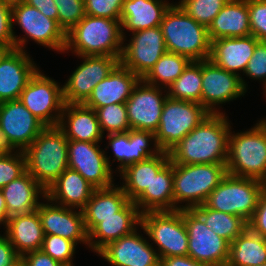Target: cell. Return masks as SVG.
<instances>
[{
	"label": "cell",
	"instance_id": "6da1fadb",
	"mask_svg": "<svg viewBox=\"0 0 266 266\" xmlns=\"http://www.w3.org/2000/svg\"><path fill=\"white\" fill-rule=\"evenodd\" d=\"M233 123L226 113L209 114L169 151L173 164H226Z\"/></svg>",
	"mask_w": 266,
	"mask_h": 266
},
{
	"label": "cell",
	"instance_id": "7a4b0ae2",
	"mask_svg": "<svg viewBox=\"0 0 266 266\" xmlns=\"http://www.w3.org/2000/svg\"><path fill=\"white\" fill-rule=\"evenodd\" d=\"M120 20L85 15L66 33L65 53L72 56H112L120 60L123 48Z\"/></svg>",
	"mask_w": 266,
	"mask_h": 266
},
{
	"label": "cell",
	"instance_id": "3957f363",
	"mask_svg": "<svg viewBox=\"0 0 266 266\" xmlns=\"http://www.w3.org/2000/svg\"><path fill=\"white\" fill-rule=\"evenodd\" d=\"M233 129L228 136L227 173L266 183V117L245 131Z\"/></svg>",
	"mask_w": 266,
	"mask_h": 266
},
{
	"label": "cell",
	"instance_id": "277c9868",
	"mask_svg": "<svg viewBox=\"0 0 266 266\" xmlns=\"http://www.w3.org/2000/svg\"><path fill=\"white\" fill-rule=\"evenodd\" d=\"M167 52L190 61L209 59L211 40L207 27L191 18L175 1L164 13L160 24Z\"/></svg>",
	"mask_w": 266,
	"mask_h": 266
},
{
	"label": "cell",
	"instance_id": "5b68a950",
	"mask_svg": "<svg viewBox=\"0 0 266 266\" xmlns=\"http://www.w3.org/2000/svg\"><path fill=\"white\" fill-rule=\"evenodd\" d=\"M26 171L45 189L68 168V140L57 127H46L24 151Z\"/></svg>",
	"mask_w": 266,
	"mask_h": 266
},
{
	"label": "cell",
	"instance_id": "8992f818",
	"mask_svg": "<svg viewBox=\"0 0 266 266\" xmlns=\"http://www.w3.org/2000/svg\"><path fill=\"white\" fill-rule=\"evenodd\" d=\"M226 174V164H173L174 211L204 204Z\"/></svg>",
	"mask_w": 266,
	"mask_h": 266
},
{
	"label": "cell",
	"instance_id": "52a82bcc",
	"mask_svg": "<svg viewBox=\"0 0 266 266\" xmlns=\"http://www.w3.org/2000/svg\"><path fill=\"white\" fill-rule=\"evenodd\" d=\"M265 188L266 183L261 180L227 173L204 204L215 211L240 216L248 223Z\"/></svg>",
	"mask_w": 266,
	"mask_h": 266
},
{
	"label": "cell",
	"instance_id": "ba28073f",
	"mask_svg": "<svg viewBox=\"0 0 266 266\" xmlns=\"http://www.w3.org/2000/svg\"><path fill=\"white\" fill-rule=\"evenodd\" d=\"M12 24L16 49L27 52V44L31 40L58 54H64L66 32L57 21L46 17L35 7L29 6L25 2L13 6ZM15 26H19L25 34L18 36L14 30Z\"/></svg>",
	"mask_w": 266,
	"mask_h": 266
},
{
	"label": "cell",
	"instance_id": "9c48e42d",
	"mask_svg": "<svg viewBox=\"0 0 266 266\" xmlns=\"http://www.w3.org/2000/svg\"><path fill=\"white\" fill-rule=\"evenodd\" d=\"M141 226L160 258L188 255V232L183 209L143 213Z\"/></svg>",
	"mask_w": 266,
	"mask_h": 266
},
{
	"label": "cell",
	"instance_id": "30bf717a",
	"mask_svg": "<svg viewBox=\"0 0 266 266\" xmlns=\"http://www.w3.org/2000/svg\"><path fill=\"white\" fill-rule=\"evenodd\" d=\"M209 114L199 103L167 97L155 132L159 148L169 152Z\"/></svg>",
	"mask_w": 266,
	"mask_h": 266
},
{
	"label": "cell",
	"instance_id": "8fae6325",
	"mask_svg": "<svg viewBox=\"0 0 266 266\" xmlns=\"http://www.w3.org/2000/svg\"><path fill=\"white\" fill-rule=\"evenodd\" d=\"M42 71L31 77L19 100L46 127H55L65 105L62 84Z\"/></svg>",
	"mask_w": 266,
	"mask_h": 266
},
{
	"label": "cell",
	"instance_id": "7c38bea8",
	"mask_svg": "<svg viewBox=\"0 0 266 266\" xmlns=\"http://www.w3.org/2000/svg\"><path fill=\"white\" fill-rule=\"evenodd\" d=\"M246 93L239 75L222 69L210 59L202 60L201 105L210 114L225 113L223 104H230Z\"/></svg>",
	"mask_w": 266,
	"mask_h": 266
},
{
	"label": "cell",
	"instance_id": "4fadbf2b",
	"mask_svg": "<svg viewBox=\"0 0 266 266\" xmlns=\"http://www.w3.org/2000/svg\"><path fill=\"white\" fill-rule=\"evenodd\" d=\"M188 232V256L211 266H226L230 243L209 229L193 209H183Z\"/></svg>",
	"mask_w": 266,
	"mask_h": 266
},
{
	"label": "cell",
	"instance_id": "5bb4252c",
	"mask_svg": "<svg viewBox=\"0 0 266 266\" xmlns=\"http://www.w3.org/2000/svg\"><path fill=\"white\" fill-rule=\"evenodd\" d=\"M81 61L62 85L66 104H84L95 86L120 63L112 56H76Z\"/></svg>",
	"mask_w": 266,
	"mask_h": 266
},
{
	"label": "cell",
	"instance_id": "9a60e30c",
	"mask_svg": "<svg viewBox=\"0 0 266 266\" xmlns=\"http://www.w3.org/2000/svg\"><path fill=\"white\" fill-rule=\"evenodd\" d=\"M104 138L108 140L106 142L107 145L104 147L105 151L111 148V154L114 155L112 158L111 154L109 156L107 155L109 152H105L110 168H113L112 165L116 161L118 164L114 169L116 175L126 166L145 161L162 152L156 142L155 133L149 131L130 129L125 133L104 135Z\"/></svg>",
	"mask_w": 266,
	"mask_h": 266
},
{
	"label": "cell",
	"instance_id": "2e32d148",
	"mask_svg": "<svg viewBox=\"0 0 266 266\" xmlns=\"http://www.w3.org/2000/svg\"><path fill=\"white\" fill-rule=\"evenodd\" d=\"M123 39L120 64L141 79L167 52L160 26L132 32ZM128 41V43H127Z\"/></svg>",
	"mask_w": 266,
	"mask_h": 266
},
{
	"label": "cell",
	"instance_id": "e0dca14e",
	"mask_svg": "<svg viewBox=\"0 0 266 266\" xmlns=\"http://www.w3.org/2000/svg\"><path fill=\"white\" fill-rule=\"evenodd\" d=\"M101 144L68 141V168L77 171L95 189L110 187L116 180Z\"/></svg>",
	"mask_w": 266,
	"mask_h": 266
},
{
	"label": "cell",
	"instance_id": "ac0fdd59",
	"mask_svg": "<svg viewBox=\"0 0 266 266\" xmlns=\"http://www.w3.org/2000/svg\"><path fill=\"white\" fill-rule=\"evenodd\" d=\"M45 128L19 99L0 103V132L13 151L24 152Z\"/></svg>",
	"mask_w": 266,
	"mask_h": 266
},
{
	"label": "cell",
	"instance_id": "d6986e66",
	"mask_svg": "<svg viewBox=\"0 0 266 266\" xmlns=\"http://www.w3.org/2000/svg\"><path fill=\"white\" fill-rule=\"evenodd\" d=\"M88 233L89 249L98 254L109 243L135 231L141 225V213L133 201H129L115 216L108 218H84Z\"/></svg>",
	"mask_w": 266,
	"mask_h": 266
},
{
	"label": "cell",
	"instance_id": "ffe728a7",
	"mask_svg": "<svg viewBox=\"0 0 266 266\" xmlns=\"http://www.w3.org/2000/svg\"><path fill=\"white\" fill-rule=\"evenodd\" d=\"M167 97V89L147 84L141 79L125 102L130 128L155 133Z\"/></svg>",
	"mask_w": 266,
	"mask_h": 266
},
{
	"label": "cell",
	"instance_id": "44dd1931",
	"mask_svg": "<svg viewBox=\"0 0 266 266\" xmlns=\"http://www.w3.org/2000/svg\"><path fill=\"white\" fill-rule=\"evenodd\" d=\"M141 230L140 225L132 233L109 243L97 256L111 266H160L157 250Z\"/></svg>",
	"mask_w": 266,
	"mask_h": 266
},
{
	"label": "cell",
	"instance_id": "7402d4cb",
	"mask_svg": "<svg viewBox=\"0 0 266 266\" xmlns=\"http://www.w3.org/2000/svg\"><path fill=\"white\" fill-rule=\"evenodd\" d=\"M37 210L44 234L57 235L89 248L82 210L60 206L47 197Z\"/></svg>",
	"mask_w": 266,
	"mask_h": 266
},
{
	"label": "cell",
	"instance_id": "603a6c76",
	"mask_svg": "<svg viewBox=\"0 0 266 266\" xmlns=\"http://www.w3.org/2000/svg\"><path fill=\"white\" fill-rule=\"evenodd\" d=\"M30 53L5 50L0 55V103L17 100L31 77L40 68Z\"/></svg>",
	"mask_w": 266,
	"mask_h": 266
},
{
	"label": "cell",
	"instance_id": "cb8c5ba5",
	"mask_svg": "<svg viewBox=\"0 0 266 266\" xmlns=\"http://www.w3.org/2000/svg\"><path fill=\"white\" fill-rule=\"evenodd\" d=\"M259 42L253 35L213 40L209 59L222 69L241 77Z\"/></svg>",
	"mask_w": 266,
	"mask_h": 266
},
{
	"label": "cell",
	"instance_id": "d4e9b609",
	"mask_svg": "<svg viewBox=\"0 0 266 266\" xmlns=\"http://www.w3.org/2000/svg\"><path fill=\"white\" fill-rule=\"evenodd\" d=\"M140 80L139 76L119 63L95 86L84 105L95 110L111 104L125 103Z\"/></svg>",
	"mask_w": 266,
	"mask_h": 266
},
{
	"label": "cell",
	"instance_id": "484cf974",
	"mask_svg": "<svg viewBox=\"0 0 266 266\" xmlns=\"http://www.w3.org/2000/svg\"><path fill=\"white\" fill-rule=\"evenodd\" d=\"M68 141L105 142L96 111L84 104H66L57 126Z\"/></svg>",
	"mask_w": 266,
	"mask_h": 266
},
{
	"label": "cell",
	"instance_id": "4316f807",
	"mask_svg": "<svg viewBox=\"0 0 266 266\" xmlns=\"http://www.w3.org/2000/svg\"><path fill=\"white\" fill-rule=\"evenodd\" d=\"M172 3L168 0H124L120 15L123 38L128 32L160 26L164 13Z\"/></svg>",
	"mask_w": 266,
	"mask_h": 266
},
{
	"label": "cell",
	"instance_id": "83f0119b",
	"mask_svg": "<svg viewBox=\"0 0 266 266\" xmlns=\"http://www.w3.org/2000/svg\"><path fill=\"white\" fill-rule=\"evenodd\" d=\"M3 230L20 257L42 248L44 232L38 210L9 217Z\"/></svg>",
	"mask_w": 266,
	"mask_h": 266
},
{
	"label": "cell",
	"instance_id": "f1b7e54d",
	"mask_svg": "<svg viewBox=\"0 0 266 266\" xmlns=\"http://www.w3.org/2000/svg\"><path fill=\"white\" fill-rule=\"evenodd\" d=\"M0 190L9 217L37 210L46 198V190L27 171Z\"/></svg>",
	"mask_w": 266,
	"mask_h": 266
},
{
	"label": "cell",
	"instance_id": "f546056e",
	"mask_svg": "<svg viewBox=\"0 0 266 266\" xmlns=\"http://www.w3.org/2000/svg\"><path fill=\"white\" fill-rule=\"evenodd\" d=\"M94 190L77 171L67 168L46 190V197L60 206L82 210Z\"/></svg>",
	"mask_w": 266,
	"mask_h": 266
},
{
	"label": "cell",
	"instance_id": "4dcf8cb0",
	"mask_svg": "<svg viewBox=\"0 0 266 266\" xmlns=\"http://www.w3.org/2000/svg\"><path fill=\"white\" fill-rule=\"evenodd\" d=\"M207 29L211 41L251 35L248 0H228Z\"/></svg>",
	"mask_w": 266,
	"mask_h": 266
},
{
	"label": "cell",
	"instance_id": "1f68e13d",
	"mask_svg": "<svg viewBox=\"0 0 266 266\" xmlns=\"http://www.w3.org/2000/svg\"><path fill=\"white\" fill-rule=\"evenodd\" d=\"M170 161L169 152L160 154L126 166L117 177L120 186L130 201H135L147 187H150L155 175Z\"/></svg>",
	"mask_w": 266,
	"mask_h": 266
},
{
	"label": "cell",
	"instance_id": "d6a6232c",
	"mask_svg": "<svg viewBox=\"0 0 266 266\" xmlns=\"http://www.w3.org/2000/svg\"><path fill=\"white\" fill-rule=\"evenodd\" d=\"M141 214L174 211L173 163L169 161L154 176L150 187L134 201Z\"/></svg>",
	"mask_w": 266,
	"mask_h": 266
},
{
	"label": "cell",
	"instance_id": "836d02e7",
	"mask_svg": "<svg viewBox=\"0 0 266 266\" xmlns=\"http://www.w3.org/2000/svg\"><path fill=\"white\" fill-rule=\"evenodd\" d=\"M266 263V238L248 227L229 245L226 266H257Z\"/></svg>",
	"mask_w": 266,
	"mask_h": 266
},
{
	"label": "cell",
	"instance_id": "e575fe53",
	"mask_svg": "<svg viewBox=\"0 0 266 266\" xmlns=\"http://www.w3.org/2000/svg\"><path fill=\"white\" fill-rule=\"evenodd\" d=\"M118 184V185H117ZM95 189L82 209L84 218H108L115 216L130 200L118 183Z\"/></svg>",
	"mask_w": 266,
	"mask_h": 266
},
{
	"label": "cell",
	"instance_id": "d590c367",
	"mask_svg": "<svg viewBox=\"0 0 266 266\" xmlns=\"http://www.w3.org/2000/svg\"><path fill=\"white\" fill-rule=\"evenodd\" d=\"M193 210L203 219L209 229L232 243L247 227V222L240 216L215 211L205 204Z\"/></svg>",
	"mask_w": 266,
	"mask_h": 266
},
{
	"label": "cell",
	"instance_id": "8d00e7d4",
	"mask_svg": "<svg viewBox=\"0 0 266 266\" xmlns=\"http://www.w3.org/2000/svg\"><path fill=\"white\" fill-rule=\"evenodd\" d=\"M191 61L180 54L166 52L142 78L150 85L167 89Z\"/></svg>",
	"mask_w": 266,
	"mask_h": 266
},
{
	"label": "cell",
	"instance_id": "74e56055",
	"mask_svg": "<svg viewBox=\"0 0 266 266\" xmlns=\"http://www.w3.org/2000/svg\"><path fill=\"white\" fill-rule=\"evenodd\" d=\"M202 61H191L183 73L167 88L168 97L201 104Z\"/></svg>",
	"mask_w": 266,
	"mask_h": 266
},
{
	"label": "cell",
	"instance_id": "f35d334b",
	"mask_svg": "<svg viewBox=\"0 0 266 266\" xmlns=\"http://www.w3.org/2000/svg\"><path fill=\"white\" fill-rule=\"evenodd\" d=\"M103 135L128 132L130 124L125 103H116L95 109Z\"/></svg>",
	"mask_w": 266,
	"mask_h": 266
},
{
	"label": "cell",
	"instance_id": "ab89813d",
	"mask_svg": "<svg viewBox=\"0 0 266 266\" xmlns=\"http://www.w3.org/2000/svg\"><path fill=\"white\" fill-rule=\"evenodd\" d=\"M228 0H178L179 6L195 21L208 28Z\"/></svg>",
	"mask_w": 266,
	"mask_h": 266
},
{
	"label": "cell",
	"instance_id": "60d3db41",
	"mask_svg": "<svg viewBox=\"0 0 266 266\" xmlns=\"http://www.w3.org/2000/svg\"><path fill=\"white\" fill-rule=\"evenodd\" d=\"M77 247L75 242L63 237L44 234L41 250L64 266H75L73 261Z\"/></svg>",
	"mask_w": 266,
	"mask_h": 266
},
{
	"label": "cell",
	"instance_id": "b9f144b4",
	"mask_svg": "<svg viewBox=\"0 0 266 266\" xmlns=\"http://www.w3.org/2000/svg\"><path fill=\"white\" fill-rule=\"evenodd\" d=\"M252 79L253 81L263 82V95L266 92V41H260L253 52L252 57L250 58L247 67L241 76V81L243 87L248 92L250 89L248 86L249 81L245 80V77Z\"/></svg>",
	"mask_w": 266,
	"mask_h": 266
},
{
	"label": "cell",
	"instance_id": "7bdbcfd3",
	"mask_svg": "<svg viewBox=\"0 0 266 266\" xmlns=\"http://www.w3.org/2000/svg\"><path fill=\"white\" fill-rule=\"evenodd\" d=\"M58 9V24L67 33L86 15L84 0H54Z\"/></svg>",
	"mask_w": 266,
	"mask_h": 266
},
{
	"label": "cell",
	"instance_id": "ee69618b",
	"mask_svg": "<svg viewBox=\"0 0 266 266\" xmlns=\"http://www.w3.org/2000/svg\"><path fill=\"white\" fill-rule=\"evenodd\" d=\"M26 171L23 151H12L0 158V189L17 179Z\"/></svg>",
	"mask_w": 266,
	"mask_h": 266
},
{
	"label": "cell",
	"instance_id": "f6af8a7d",
	"mask_svg": "<svg viewBox=\"0 0 266 266\" xmlns=\"http://www.w3.org/2000/svg\"><path fill=\"white\" fill-rule=\"evenodd\" d=\"M124 0H84L85 14L120 20Z\"/></svg>",
	"mask_w": 266,
	"mask_h": 266
},
{
	"label": "cell",
	"instance_id": "bcb514c9",
	"mask_svg": "<svg viewBox=\"0 0 266 266\" xmlns=\"http://www.w3.org/2000/svg\"><path fill=\"white\" fill-rule=\"evenodd\" d=\"M251 35L266 41V0H248Z\"/></svg>",
	"mask_w": 266,
	"mask_h": 266
},
{
	"label": "cell",
	"instance_id": "7dc6e473",
	"mask_svg": "<svg viewBox=\"0 0 266 266\" xmlns=\"http://www.w3.org/2000/svg\"><path fill=\"white\" fill-rule=\"evenodd\" d=\"M0 48L15 49L12 7L0 0Z\"/></svg>",
	"mask_w": 266,
	"mask_h": 266
},
{
	"label": "cell",
	"instance_id": "c3c4849f",
	"mask_svg": "<svg viewBox=\"0 0 266 266\" xmlns=\"http://www.w3.org/2000/svg\"><path fill=\"white\" fill-rule=\"evenodd\" d=\"M247 224L253 233L266 238V188L260 194L255 212Z\"/></svg>",
	"mask_w": 266,
	"mask_h": 266
},
{
	"label": "cell",
	"instance_id": "681fc988",
	"mask_svg": "<svg viewBox=\"0 0 266 266\" xmlns=\"http://www.w3.org/2000/svg\"><path fill=\"white\" fill-rule=\"evenodd\" d=\"M21 257L8 238L0 232V266H14Z\"/></svg>",
	"mask_w": 266,
	"mask_h": 266
},
{
	"label": "cell",
	"instance_id": "f907efd6",
	"mask_svg": "<svg viewBox=\"0 0 266 266\" xmlns=\"http://www.w3.org/2000/svg\"><path fill=\"white\" fill-rule=\"evenodd\" d=\"M21 259L27 266H64L45 254L42 250L26 253Z\"/></svg>",
	"mask_w": 266,
	"mask_h": 266
},
{
	"label": "cell",
	"instance_id": "816d5d0a",
	"mask_svg": "<svg viewBox=\"0 0 266 266\" xmlns=\"http://www.w3.org/2000/svg\"><path fill=\"white\" fill-rule=\"evenodd\" d=\"M25 3L29 6L35 7L46 17L57 21L58 9L54 0H25Z\"/></svg>",
	"mask_w": 266,
	"mask_h": 266
},
{
	"label": "cell",
	"instance_id": "f5cc1de1",
	"mask_svg": "<svg viewBox=\"0 0 266 266\" xmlns=\"http://www.w3.org/2000/svg\"><path fill=\"white\" fill-rule=\"evenodd\" d=\"M160 266H211L192 259L190 256H171L160 258Z\"/></svg>",
	"mask_w": 266,
	"mask_h": 266
},
{
	"label": "cell",
	"instance_id": "db71d44e",
	"mask_svg": "<svg viewBox=\"0 0 266 266\" xmlns=\"http://www.w3.org/2000/svg\"><path fill=\"white\" fill-rule=\"evenodd\" d=\"M8 219H9V215L7 213L6 202L0 190V227L2 228V225H3L2 229H4V227L6 226Z\"/></svg>",
	"mask_w": 266,
	"mask_h": 266
},
{
	"label": "cell",
	"instance_id": "11a10c76",
	"mask_svg": "<svg viewBox=\"0 0 266 266\" xmlns=\"http://www.w3.org/2000/svg\"><path fill=\"white\" fill-rule=\"evenodd\" d=\"M13 150L9 146V144L6 142L5 137L0 132V158L3 157L6 154L11 153Z\"/></svg>",
	"mask_w": 266,
	"mask_h": 266
},
{
	"label": "cell",
	"instance_id": "9f6ffc18",
	"mask_svg": "<svg viewBox=\"0 0 266 266\" xmlns=\"http://www.w3.org/2000/svg\"><path fill=\"white\" fill-rule=\"evenodd\" d=\"M2 1L11 7L25 2V0H2Z\"/></svg>",
	"mask_w": 266,
	"mask_h": 266
},
{
	"label": "cell",
	"instance_id": "6f0895ef",
	"mask_svg": "<svg viewBox=\"0 0 266 266\" xmlns=\"http://www.w3.org/2000/svg\"><path fill=\"white\" fill-rule=\"evenodd\" d=\"M14 266H27L22 259H19V261Z\"/></svg>",
	"mask_w": 266,
	"mask_h": 266
},
{
	"label": "cell",
	"instance_id": "680465c9",
	"mask_svg": "<svg viewBox=\"0 0 266 266\" xmlns=\"http://www.w3.org/2000/svg\"><path fill=\"white\" fill-rule=\"evenodd\" d=\"M5 51V49L0 48V55Z\"/></svg>",
	"mask_w": 266,
	"mask_h": 266
},
{
	"label": "cell",
	"instance_id": "91938a15",
	"mask_svg": "<svg viewBox=\"0 0 266 266\" xmlns=\"http://www.w3.org/2000/svg\"><path fill=\"white\" fill-rule=\"evenodd\" d=\"M257 266H266V263H263V264H260V265H257Z\"/></svg>",
	"mask_w": 266,
	"mask_h": 266
}]
</instances>
